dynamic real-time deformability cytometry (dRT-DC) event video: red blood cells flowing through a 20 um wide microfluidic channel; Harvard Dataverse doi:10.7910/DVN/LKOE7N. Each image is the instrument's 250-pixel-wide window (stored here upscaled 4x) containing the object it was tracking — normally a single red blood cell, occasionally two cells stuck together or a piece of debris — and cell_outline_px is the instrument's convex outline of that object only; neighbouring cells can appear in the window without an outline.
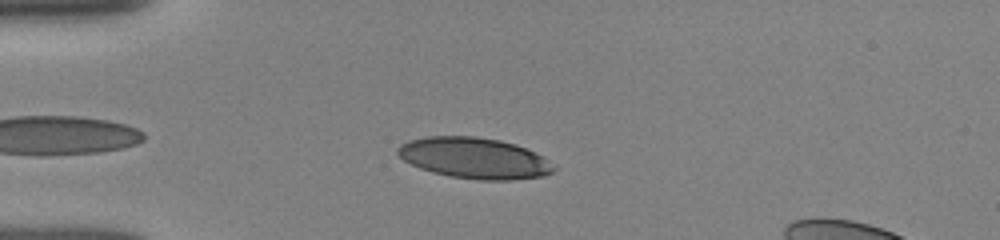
{"species": "human", "species_latin": "Homo sapiens", "temperature_condition": "room temperature", "stored_images_in_passage": 40, "camera_frame_rate_fps": 3000, "um_per_image_px": 0.085, "donor": {"sex": "female"}, "frame": {"image": 1, "passage_image": 6, "time_ms": 1.667, "image_size_px": [1000, 240], "cell_outline_px": [[556, 168], [552, 172], [544, 176], [512, 180], [480, 180], [448, 176], [432, 172], [420, 168], [404, 160], [396, 152], [396, 148], [400, 144], [408, 140], [428, 136], [476, 136], [500, 140], [516, 144], [536, 152], [544, 156]], "centroid_in_image_um": [40.33, 13.43], "position_along_channel_um": 44.7, "area_um2": 37.51}}
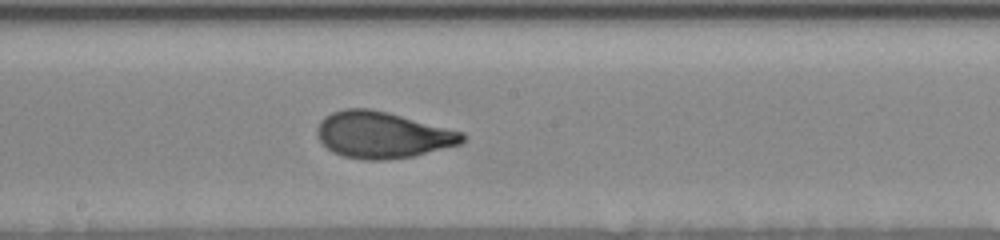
{"frame": {"image": 2, "passage_image": 21, "time_ms": 6.667, "image_size_px": [1000, 240], "cell_outline_px": [[468, 136], [460, 144], [412, 156], [384, 160], [364, 160], [344, 156], [332, 152], [316, 136], [316, 128], [320, 120], [324, 116], [332, 112], [344, 108], [368, 108], [388, 112], [464, 132]], "centroid_in_image_um": [32.49, 11.45], "position_along_channel_um": 215.7, "area_um2": 39.42}}
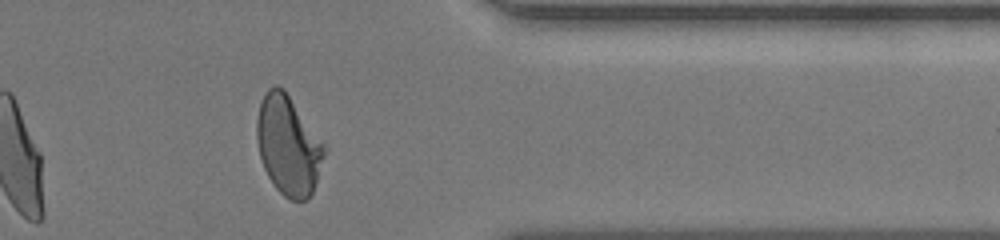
{"frame": {"image": 3, "passage_image": 35, "time_ms": 11.333, "image_size_px": [1000, 240], "cell_outline_px": [[324, 156], [312, 192], [308, 200], [292, 200], [284, 196], [272, 184], [264, 168], [260, 156], [256, 140], [256, 120], [260, 104], [268, 88], [276, 84], [284, 88], [324, 144]], "centroid_in_image_um": [24.47, 12.35], "position_along_channel_um": 386.9, "area_um2": 38.67}, "authors_computed_cell_mechanics": {"area_um2": 38.3503, "velocity_mm_per_s": 3.8952, "shape_relaxation_time_tau1_ms": 3.7744, "shape_relaxation_time_tau2_ms": null, "deformation_change_tau1": 0.1815, "deformation_change_tau2": null}}